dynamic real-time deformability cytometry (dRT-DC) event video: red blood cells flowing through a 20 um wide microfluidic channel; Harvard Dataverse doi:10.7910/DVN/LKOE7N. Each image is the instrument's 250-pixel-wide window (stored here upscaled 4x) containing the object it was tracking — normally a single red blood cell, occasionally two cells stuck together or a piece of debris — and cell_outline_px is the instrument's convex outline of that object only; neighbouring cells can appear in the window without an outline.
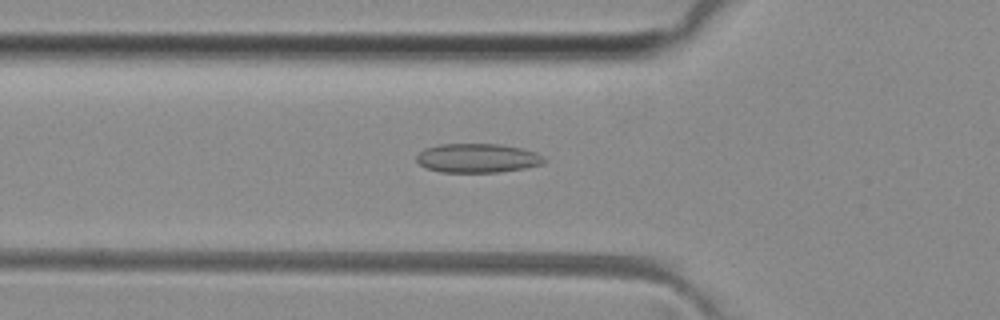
{"species": "common noctule bat (a hibernating species)", "species_latin": "Nyctalus noctula", "temperature_condition": "room temperature", "stored_images_in_passage": 33, "camera_frame_rate_fps": 3000, "um_per_image_px": 0.085, "animal": {"sex": "female", "body_mass_g": 29.2, "forearm_length_mm": 56.3}, "frame": {"image": 1, "passage_image": 3, "time_ms": 0.667, "image_size_px": [1000, 320], "cell_outline_px": [[548, 160], [544, 164], [524, 168], [500, 172], [440, 172], [424, 168], [416, 160], [416, 156], [424, 148], [440, 144], [500, 144], [520, 148], [536, 152], [544, 156]], "centroid_in_image_um": [40.6, 13.44], "position_along_channel_um": 85.2, "area_um2": 21.85}}
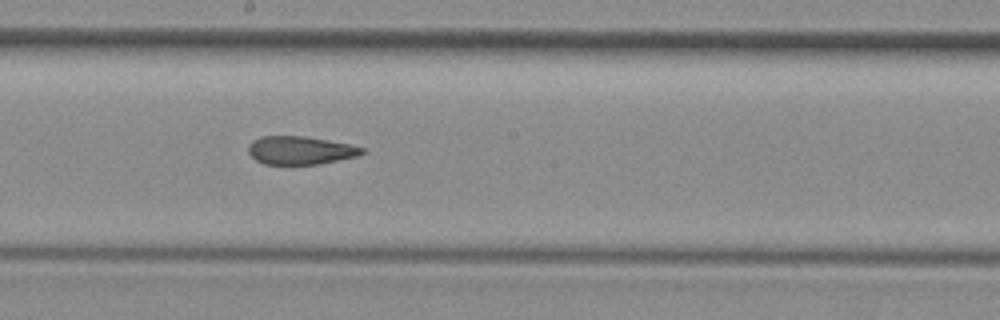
{"frame": {"image": 2, "passage_image": 13, "time_ms": 4.0, "image_size_px": [1000, 320], "cell_outline_px": [[368, 148], [360, 156], [320, 164], [264, 164], [256, 160], [248, 152], [248, 148], [252, 140], [264, 136], [304, 136], [352, 144]], "centroid_in_image_um": [25.6, 12.78], "position_along_channel_um": 222.6, "area_um2": 18.9}}
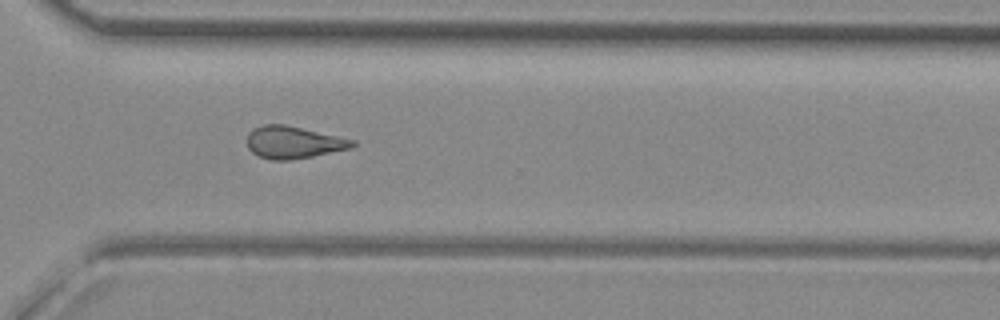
{"frame": {"image": 3, "passage_image": 22, "time_ms": 7.0, "image_size_px": [1000, 320], "cell_outline_px": [[356, 144], [352, 148], [292, 160], [272, 160], [260, 156], [252, 152], [248, 148], [248, 132], [252, 128], [264, 124], [284, 124], [356, 140]], "centroid_in_image_um": [24.94, 12.09], "position_along_channel_um": 345.7, "area_um2": 19.77}, "authors_computed_cell_mechanics": {"area_um2": 19.7098, "velocity_mm_per_s": 4.1125, "shape_relaxation_time_tau1_ms": null, "shape_relaxation_time_tau2_ms": 3.6031, "deformation_change_tau1": null, "deformation_change_tau2": 0.1081}}